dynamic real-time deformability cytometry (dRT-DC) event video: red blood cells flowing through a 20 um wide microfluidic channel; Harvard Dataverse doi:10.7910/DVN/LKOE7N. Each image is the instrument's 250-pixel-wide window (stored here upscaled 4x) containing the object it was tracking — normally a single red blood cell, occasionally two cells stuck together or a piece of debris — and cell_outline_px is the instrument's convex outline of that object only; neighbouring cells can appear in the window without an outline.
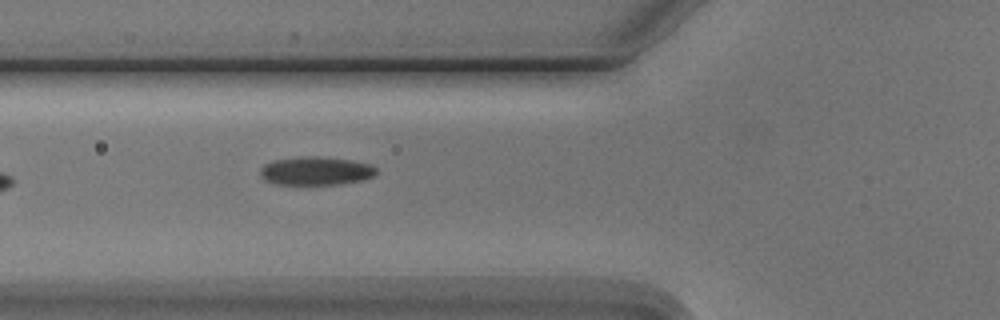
{"species": "Egyptian fruit bat (a non-hibernating species)", "species_latin": "Rousettus aegyptiacus", "temperature_condition": "cold", "stored_images_in_passage": 5, "camera_frame_rate_fps": 3000, "um_per_image_px": 0.085, "animal": {"sex": "male"}, "frame": {"image": 1, "passage_image": 5, "time_ms": 5.667, "image_size_px": [1000, 320], "cell_outline_px": [[376, 172], [372, 176], [360, 180], [340, 184], [276, 184], [264, 180], [260, 176], [260, 168], [264, 164], [272, 160], [304, 156], [316, 156], [352, 160], [372, 164], [376, 168]], "centroid_in_image_um": [26.81, 14.52], "position_along_channel_um": 99.0, "area_um2": 19.25}}